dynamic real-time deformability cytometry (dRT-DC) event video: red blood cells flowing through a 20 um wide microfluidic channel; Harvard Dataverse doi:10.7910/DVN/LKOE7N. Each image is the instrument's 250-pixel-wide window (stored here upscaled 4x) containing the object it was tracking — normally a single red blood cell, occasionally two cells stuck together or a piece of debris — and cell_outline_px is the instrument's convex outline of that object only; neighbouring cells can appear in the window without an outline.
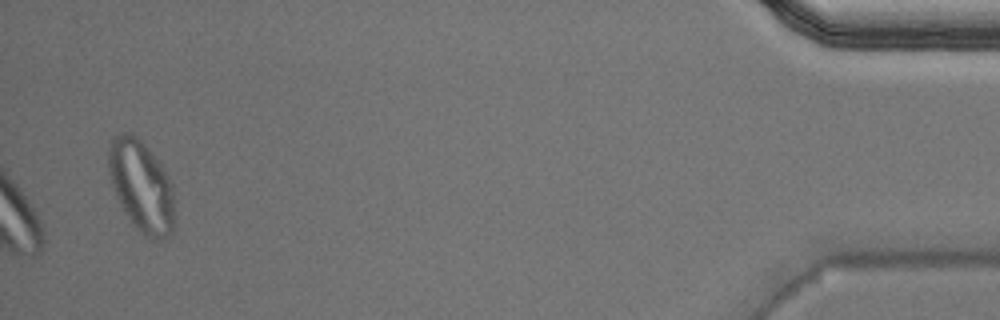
{"species": "Egyptian fruit bat (a non-hibernating species)", "species_latin": "Rousettus aegyptiacus", "temperature_condition": "warm", "stored_images_in_passage": 38, "camera_frame_rate_fps": 3000, "um_per_image_px": 0.085, "animal": {"sex": "male"}, "frame": {"image": 1, "passage_image": 38, "time_ms": 12.333, "image_size_px": [1000, 320], "cell_outline_px": [[172, 232], [168, 236], [160, 240], [148, 240], [140, 232], [128, 216], [116, 196], [108, 172], [108, 148], [112, 136], [120, 132], [132, 132], [148, 148], [164, 168], [172, 184]], "centroid_in_image_um": [11.98, 15.78], "position_along_channel_um": 423.2, "area_um2": 34.97}, "authors_computed_cell_mechanics": {"area_um2": 19.0162, "velocity_mm_per_s": 3.9362, "shape_relaxation_time_tau1_ms": null, "shape_relaxation_time_tau2_ms": 1.3352, "deformation_change_tau1": null, "deformation_change_tau2": 0.0774}}